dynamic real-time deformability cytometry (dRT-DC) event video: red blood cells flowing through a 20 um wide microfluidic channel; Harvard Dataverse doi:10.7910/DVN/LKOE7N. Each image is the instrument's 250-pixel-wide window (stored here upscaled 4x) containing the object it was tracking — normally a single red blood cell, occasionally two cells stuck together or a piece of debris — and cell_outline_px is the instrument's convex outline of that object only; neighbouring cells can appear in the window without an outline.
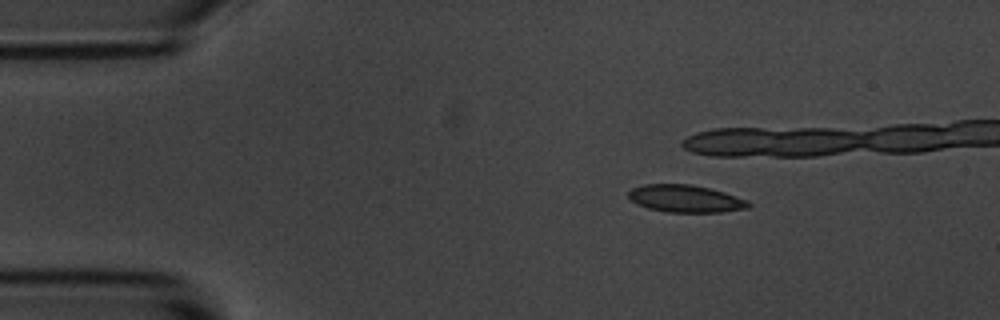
{"species": "common noctule bat (a hibernating species)", "species_latin": "Nyctalus noctula", "temperature_condition": "room temperature", "stored_images_in_passage": 6, "camera_frame_rate_fps": 3000, "um_per_image_px": 0.085, "animal": {"sex": "male", "body_mass_g": 20.1, "forearm_length_mm": 53.5}, "frame": {"image": 1, "passage_image": 3, "time_ms": 2.333, "image_size_px": [1000, 320], "cell_outline_px": [[752, 204], [748, 208], [720, 212], [668, 212], [648, 208], [636, 204], [628, 196], [628, 192], [632, 188], [644, 184], [692, 184], [724, 192], [748, 200]], "centroid_in_image_um": [58.27, 16.88], "position_along_channel_um": 26.7, "area_um2": 19.13}}